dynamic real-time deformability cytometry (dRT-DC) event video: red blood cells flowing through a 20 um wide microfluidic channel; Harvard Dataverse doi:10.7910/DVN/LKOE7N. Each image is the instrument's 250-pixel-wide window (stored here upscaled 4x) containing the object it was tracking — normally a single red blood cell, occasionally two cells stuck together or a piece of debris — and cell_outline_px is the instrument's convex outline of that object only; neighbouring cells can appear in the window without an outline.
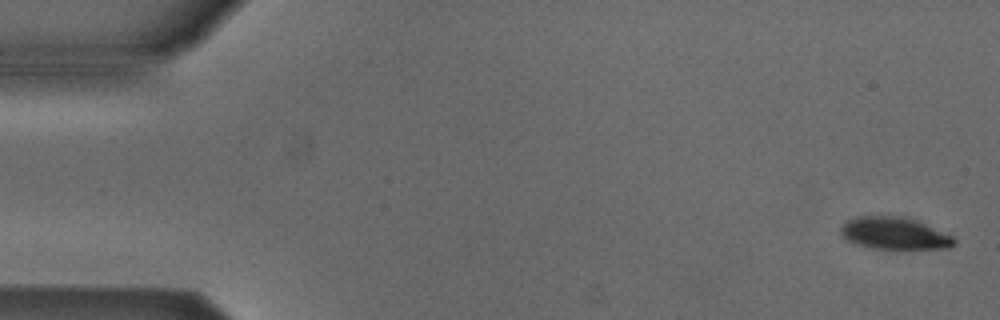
{"species": "Egyptian fruit bat (a non-hibernating species)", "species_latin": "Rousettus aegyptiacus", "temperature_condition": "cold", "stored_images_in_passage": 4, "camera_frame_rate_fps": 3000, "um_per_image_px": 0.085, "animal": {"sex": "male"}, "frame": {"image": 1, "passage_image": 1, "time_ms": 0.0, "image_size_px": [1000, 320], "cell_outline_px": [[956, 244], [948, 248], [872, 248], [848, 240], [840, 232], [840, 228], [848, 220], [856, 216], [908, 216], [952, 236], [956, 240]], "centroid_in_image_um": [76.05, 19.81], "position_along_channel_um": 9.0, "area_um2": 20.92}}
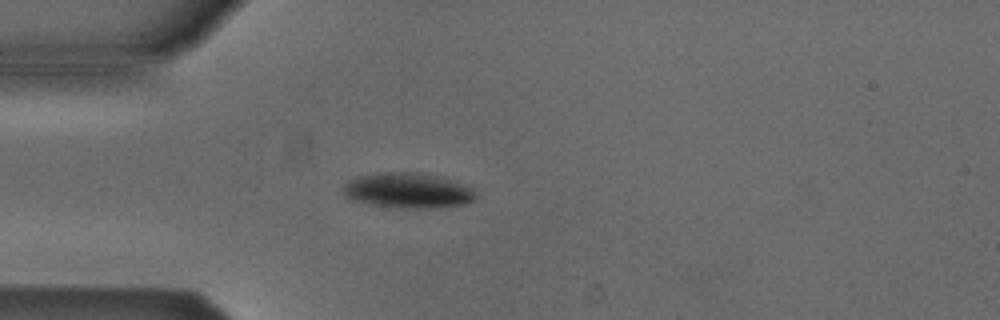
{"frame": {"image": 2, "passage_image": 4, "time_ms": 1.0, "image_size_px": [1000, 320], "cell_outline_px": [[476, 196], [472, 200], [464, 204], [436, 208], [396, 208], [372, 204], [352, 200], [344, 196], [340, 188], [348, 180], [360, 176], [380, 172], [416, 172], [444, 176], [468, 184], [472, 188]], "centroid_in_image_um": [34.68, 16.18], "position_along_channel_um": 50.3, "area_um2": 27.8}}